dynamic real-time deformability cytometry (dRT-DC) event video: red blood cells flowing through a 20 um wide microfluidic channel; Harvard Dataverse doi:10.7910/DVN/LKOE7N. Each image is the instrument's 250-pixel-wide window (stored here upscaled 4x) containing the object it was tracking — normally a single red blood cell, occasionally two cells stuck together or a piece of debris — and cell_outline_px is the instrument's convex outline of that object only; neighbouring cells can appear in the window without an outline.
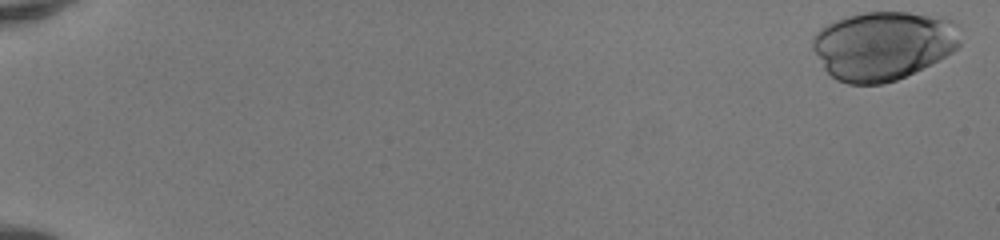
{"species": "human", "species_latin": "Homo sapiens", "temperature_condition": "room temperature", "stored_images_in_passage": 45, "camera_frame_rate_fps": 3000, "um_per_image_px": 0.085, "donor": {"sex": "female"}, "frame": {"image": 1, "passage_image": 1, "time_ms": 0.0, "image_size_px": [1000, 240], "cell_outline_px": [[960, 44], [952, 52], [896, 80], [880, 84], [848, 84], [836, 80], [824, 68], [812, 48], [812, 36], [824, 24], [844, 16], [864, 12], [908, 12], [944, 16], [960, 24]], "centroid_in_image_um": [75.07, 3.83], "position_along_channel_um": 9.9, "area_um2": 59.65}}
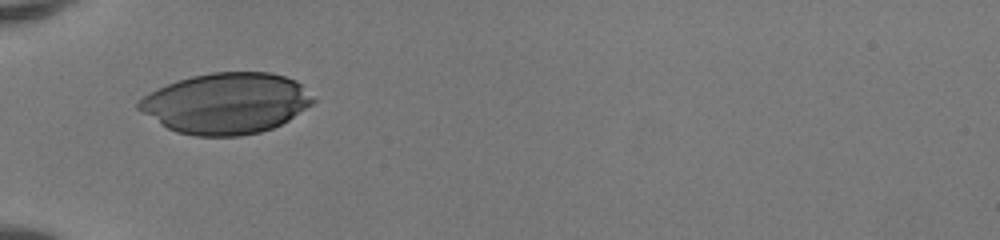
{"frame": {"image": 2, "passage_image": 19, "time_ms": 6.0, "image_size_px": [1000, 240], "cell_outline_px": [[316, 100], [312, 104], [288, 120], [272, 128], [260, 132], [240, 136], [196, 136], [176, 132], [160, 124], [136, 108], [136, 104], [144, 96], [156, 88], [192, 76], [212, 72], [268, 72], [284, 76], [296, 80], [316, 96]], "centroid_in_image_um": [19.25, 8.78], "position_along_channel_um": 65.8, "area_um2": 61.9}}
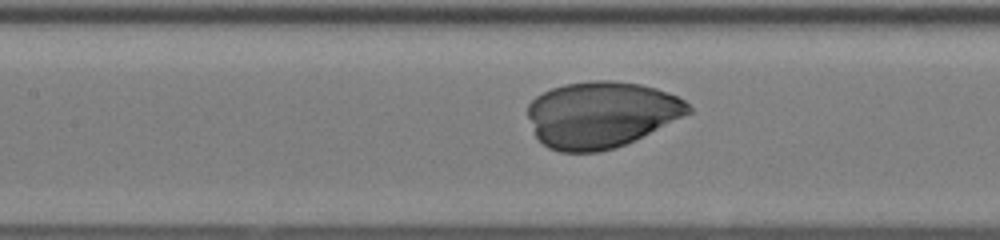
{"frame": {"image": 3, "passage_image": 26, "time_ms": 8.333, "image_size_px": [1000, 240], "cell_outline_px": [[692, 112], [616, 148], [600, 152], [560, 152], [548, 148], [536, 136], [528, 116], [528, 104], [536, 96], [552, 88], [564, 84], [592, 80], [612, 80], [640, 84], [656, 88], [676, 96], [684, 100], [692, 108]], "centroid_in_image_um": [51.08, 9.73], "position_along_channel_um": 156.3, "area_um2": 61.73}}